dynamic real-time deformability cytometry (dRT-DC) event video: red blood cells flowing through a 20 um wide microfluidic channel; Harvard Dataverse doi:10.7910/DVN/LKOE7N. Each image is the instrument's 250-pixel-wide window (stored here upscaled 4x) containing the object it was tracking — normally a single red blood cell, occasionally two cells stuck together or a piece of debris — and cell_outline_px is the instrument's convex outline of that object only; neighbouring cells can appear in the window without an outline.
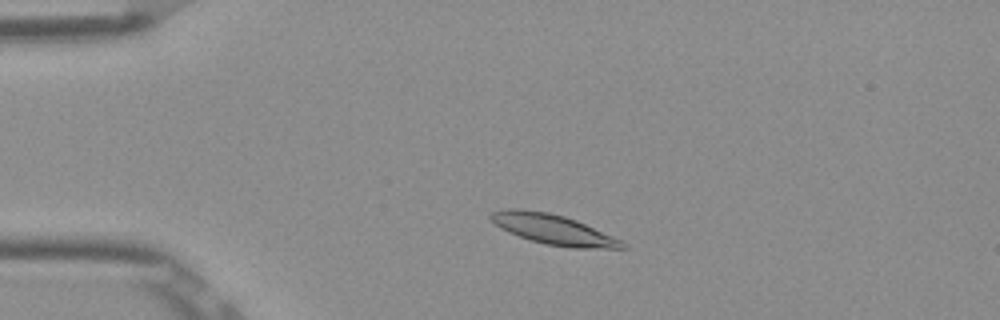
{"species": "Egyptian fruit bat (a non-hibernating species)", "species_latin": "Rousettus aegyptiacus", "temperature_condition": "room temperature", "stored_images_in_passage": 48, "camera_frame_rate_fps": 3000, "um_per_image_px": 0.085, "frame": {"image": 1, "passage_image": 7, "time_ms": 2.0, "image_size_px": [1000, 320], "cell_outline_px": [[628, 248], [572, 248], [544, 244], [508, 232], [500, 228], [488, 216], [492, 212], [508, 208], [520, 208], [548, 212], [564, 216], [576, 220], [624, 240]], "centroid_in_image_um": [47.07, 19.5], "position_along_channel_um": 37.9, "area_um2": 23.12}}
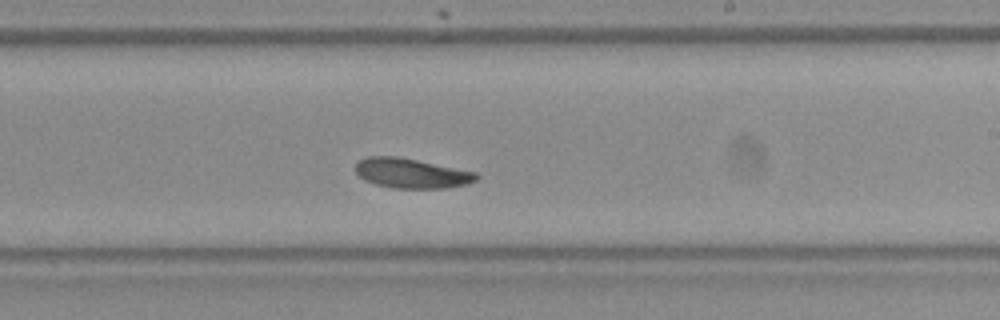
{"frame": {"image": 2, "passage_image": 27, "time_ms": 8.667, "image_size_px": [1000, 320], "cell_outline_px": [[480, 176], [476, 180], [468, 184], [448, 188], [392, 188], [376, 184], [364, 180], [356, 172], [356, 164], [360, 160], [368, 156], [396, 156], [476, 172]], "centroid_in_image_um": [34.99, 14.73], "position_along_channel_um": 254.0, "area_um2": 20.87}}
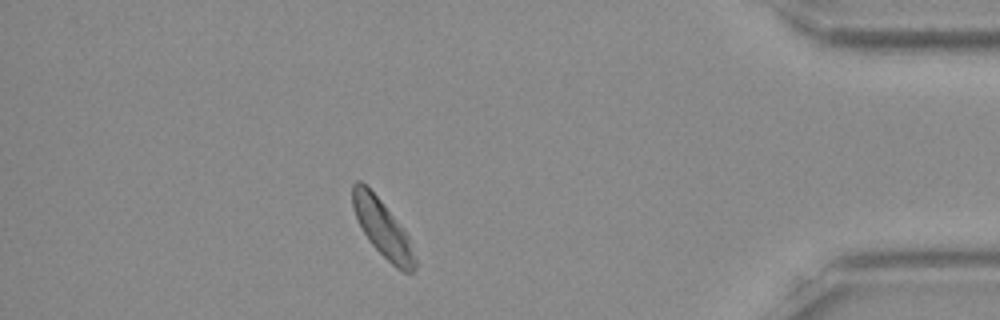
{"frame": {"image": 3, "passage_image": 42, "time_ms": 13.667, "image_size_px": [1000, 320], "cell_outline_px": [[416, 268], [412, 272], [400, 272], [368, 240], [352, 208], [352, 184], [356, 180], [360, 180], [380, 200], [408, 236], [416, 260]], "centroid_in_image_um": [32.51, 19.43], "position_along_channel_um": 402.7, "area_um2": 20.11}, "authors_computed_cell_mechanics": {"area_um2": 21.3282, "velocity_mm_per_s": 3.8149, "shape_relaxation_time_tau1_ms": 2.4559, "shape_relaxation_time_tau2_ms": 5.2755, "deformation_change_tau1": 0.1118, "deformation_change_tau2": 0.1202}}